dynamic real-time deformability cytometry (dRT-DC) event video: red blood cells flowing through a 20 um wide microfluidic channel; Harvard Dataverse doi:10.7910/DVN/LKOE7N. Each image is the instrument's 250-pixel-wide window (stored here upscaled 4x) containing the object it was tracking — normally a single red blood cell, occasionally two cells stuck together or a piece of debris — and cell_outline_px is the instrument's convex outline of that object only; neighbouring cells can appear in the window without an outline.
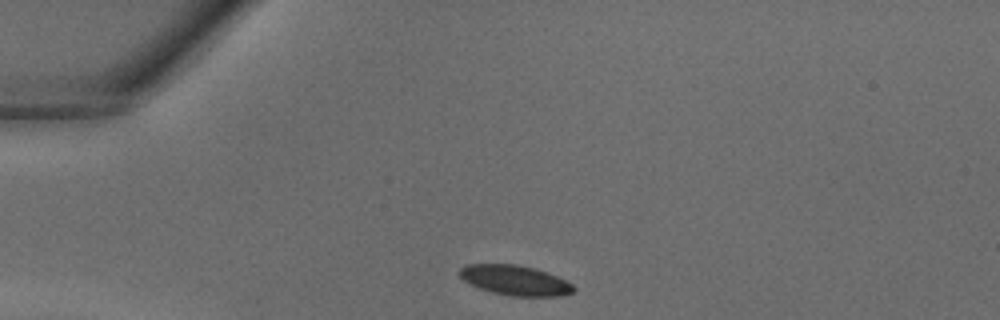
{"species": "common noctule bat (a hibernating species)", "species_latin": "Nyctalus noctula", "temperature_condition": "warm", "stored_images_in_passage": 30, "camera_frame_rate_fps": 3000, "um_per_image_px": 0.085, "animal": {"sex": "male", "body_mass_g": 18.8}, "frame": {"image": 1, "passage_image": 1, "time_ms": 0.0, "image_size_px": [1000, 320], "cell_outline_px": [[576, 288], [572, 292], [560, 296], [512, 296], [492, 292], [468, 284], [456, 272], [464, 264], [516, 264], [536, 268], [548, 272], [572, 284]], "centroid_in_image_um": [43.74, 23.81], "position_along_channel_um": 41.3, "area_um2": 20.06}}
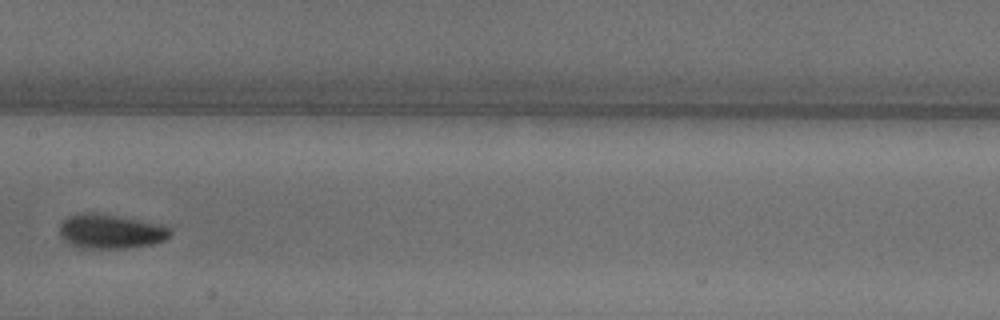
{"frame": {"image": 2, "passage_image": 12, "time_ms": 3.667, "image_size_px": [1000, 320], "cell_outline_px": [[172, 232], [164, 240], [152, 244], [128, 248], [80, 248], [68, 244], [60, 236], [60, 224], [68, 216], [80, 212], [100, 212], [164, 224], [172, 228]], "centroid_in_image_um": [9.41, 19.65], "position_along_channel_um": 198.0, "area_um2": 22.72}}
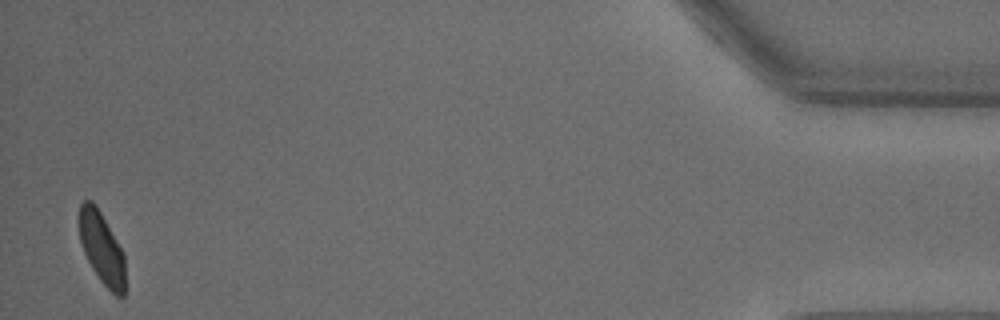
{"frame": {"image": 3, "passage_image": 30, "time_ms": 9.667, "image_size_px": [1000, 320], "cell_outline_px": [[124, 296], [116, 296], [100, 280], [92, 268], [84, 252], [80, 240], [76, 216], [80, 204], [84, 200], [92, 200], [96, 204], [124, 252]], "centroid_in_image_um": [8.61, 21.01], "position_along_channel_um": 426.6, "area_um2": 19.54}}